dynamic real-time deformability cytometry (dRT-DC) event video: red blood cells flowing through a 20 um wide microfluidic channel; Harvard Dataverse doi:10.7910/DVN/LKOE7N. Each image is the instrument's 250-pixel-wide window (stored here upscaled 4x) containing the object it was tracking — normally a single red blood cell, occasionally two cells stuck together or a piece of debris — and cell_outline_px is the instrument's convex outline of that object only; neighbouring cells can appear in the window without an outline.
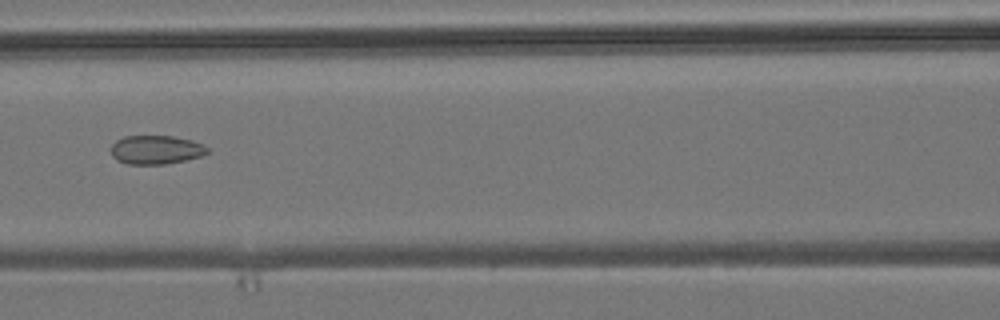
{"species": "common noctule bat (a hibernating species)", "species_latin": "Nyctalus noctula", "temperature_condition": "room temperature", "stored_images_in_passage": 5, "camera_frame_rate_fps": 3000, "um_per_image_px": 0.085, "animal": {"sex": "male", "body_mass_g": 19.2, "forearm_length_mm": 51.8}, "frame": {"image": 1, "passage_image": 5, "time_ms": 4.667, "image_size_px": [1000, 320], "cell_outline_px": [[208, 152], [200, 156], [184, 160], [164, 164], [128, 164], [116, 160], [112, 156], [112, 144], [116, 140], [124, 136], [172, 136], [192, 140], [204, 144], [208, 148]], "centroid_in_image_um": [13.25, 12.72], "position_along_channel_um": 153.4, "area_um2": 16.13}}